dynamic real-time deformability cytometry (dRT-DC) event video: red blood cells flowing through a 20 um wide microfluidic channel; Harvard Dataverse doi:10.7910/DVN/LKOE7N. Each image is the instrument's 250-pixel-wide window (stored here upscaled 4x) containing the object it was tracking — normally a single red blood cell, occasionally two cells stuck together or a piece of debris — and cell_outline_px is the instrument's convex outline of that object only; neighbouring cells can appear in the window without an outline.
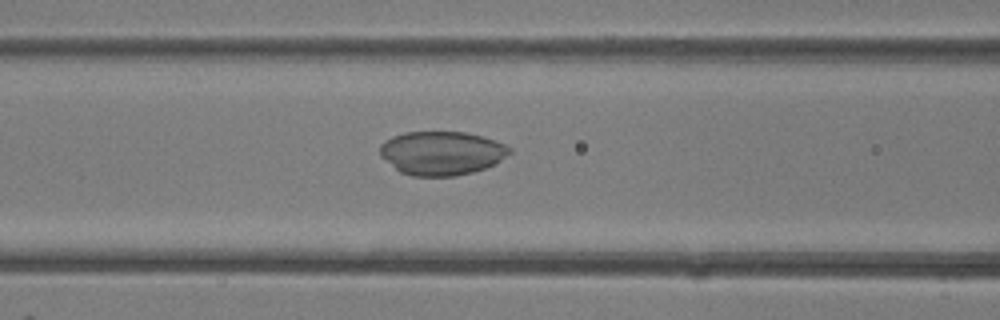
{"species": "common noctule bat (a hibernating species)", "species_latin": "Nyctalus noctula", "temperature_condition": "room temperature", "stored_images_in_passage": 31, "camera_frame_rate_fps": 3000, "um_per_image_px": 0.085, "animal": {"sex": "female"}, "frame": {"image": 1, "passage_image": 8, "time_ms": 2.333, "image_size_px": [1000, 320], "cell_outline_px": [[512, 152], [496, 164], [472, 172], [456, 176], [412, 176], [400, 172], [380, 156], [380, 144], [384, 140], [392, 136], [404, 132], [464, 132], [496, 140], [512, 148]], "centroid_in_image_um": [37.54, 13.01], "position_along_channel_um": 129.1, "area_um2": 33.23}}
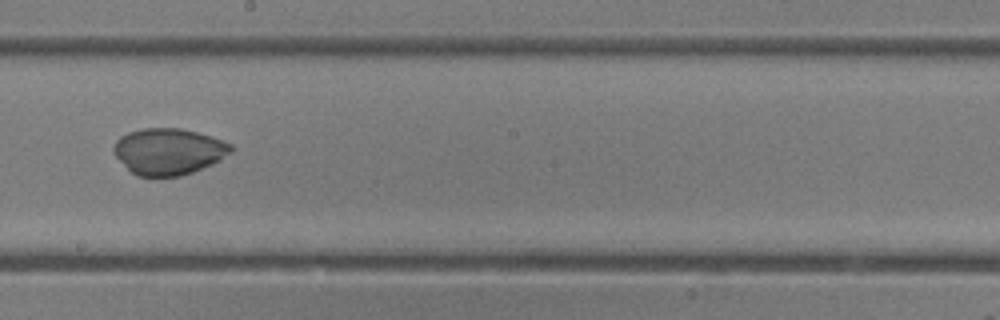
{"frame": {"image": 2, "passage_image": 14, "time_ms": 4.333, "image_size_px": [1000, 320], "cell_outline_px": [[236, 148], [232, 152], [220, 160], [212, 164], [192, 172], [180, 176], [136, 176], [116, 156], [112, 148], [116, 140], [120, 136], [128, 132], [144, 128], [180, 128], [196, 132], [232, 144]], "centroid_in_image_um": [14.34, 12.87], "position_along_channel_um": 233.9, "area_um2": 31.56}}
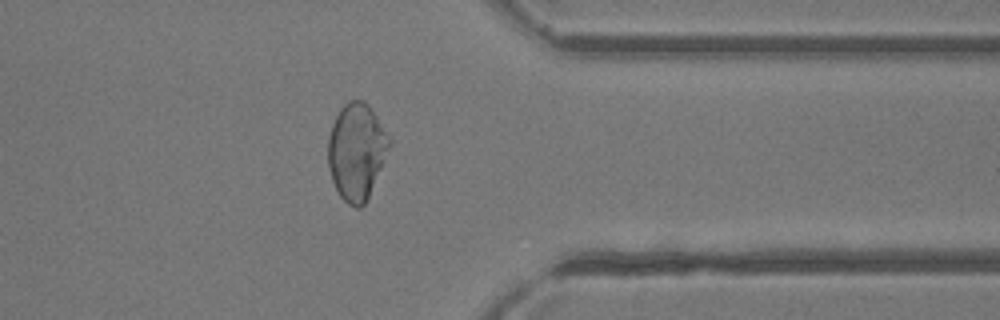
{"frame": {"image": 3, "passage_image": 23, "time_ms": 7.333, "image_size_px": [1000, 320], "cell_outline_px": [[388, 148], [384, 160], [368, 196], [364, 204], [360, 208], [356, 208], [348, 204], [340, 196], [332, 180], [328, 164], [328, 136], [332, 124], [340, 108], [348, 100], [364, 100], [372, 108], [388, 136]], "centroid_in_image_um": [30.27, 12.85], "position_along_channel_um": 381.1, "area_um2": 33.93}}